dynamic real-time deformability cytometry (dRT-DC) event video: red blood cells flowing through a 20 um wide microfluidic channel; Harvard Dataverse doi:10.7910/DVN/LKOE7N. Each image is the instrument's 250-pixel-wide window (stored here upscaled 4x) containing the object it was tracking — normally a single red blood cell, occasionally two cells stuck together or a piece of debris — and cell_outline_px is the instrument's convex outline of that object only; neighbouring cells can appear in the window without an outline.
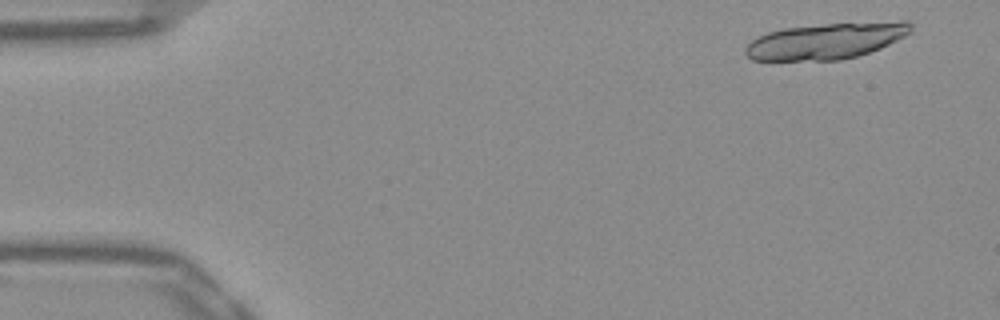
{"species": "Egyptian fruit bat (a non-hibernating species)", "species_latin": "Rousettus aegyptiacus", "temperature_condition": "warm", "stored_images_in_passage": 9, "camera_frame_rate_fps": 3000, "um_per_image_px": 0.085, "frame": {"image": 1, "passage_image": 1, "time_ms": 0.0, "image_size_px": [1000, 320], "cell_outline_px": [[912, 32], [880, 48], [856, 56], [840, 60], [752, 60], [744, 52], [744, 48], [756, 36], [768, 32], [784, 28], [824, 24], [904, 20], [908, 20], [912, 24]], "centroid_in_image_um": [70.23, 3.47], "position_along_channel_um": 14.8, "area_um2": 34.85}}